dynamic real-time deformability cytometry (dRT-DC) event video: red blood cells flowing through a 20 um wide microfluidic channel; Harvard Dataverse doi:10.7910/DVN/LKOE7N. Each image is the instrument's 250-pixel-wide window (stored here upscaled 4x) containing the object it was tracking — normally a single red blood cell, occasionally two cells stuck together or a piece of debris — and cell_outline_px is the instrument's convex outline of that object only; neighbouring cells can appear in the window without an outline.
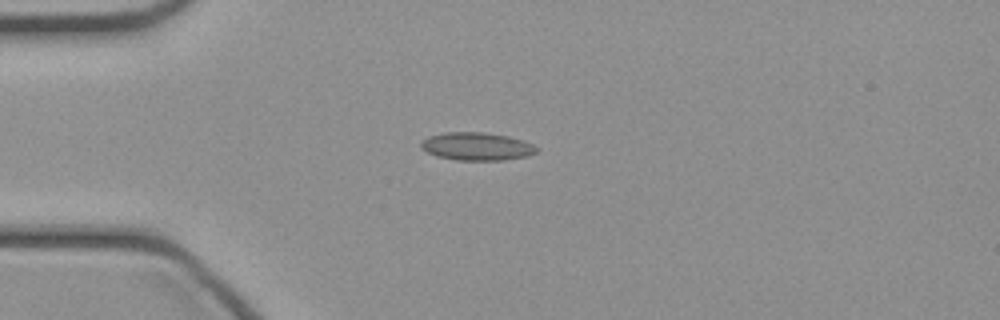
{"species": "common noctule bat (a hibernating species)", "species_latin": "Nyctalus noctula", "temperature_condition": "cold", "stored_images_in_passage": 46, "camera_frame_rate_fps": 3000, "um_per_image_px": 0.085, "animal": {"sex": "female", "body_mass_g": 21.9}, "frame": {"image": 1, "passage_image": 11, "time_ms": 3.333, "image_size_px": [1000, 320], "cell_outline_px": [[540, 148], [536, 152], [528, 156], [504, 160], [456, 160], [436, 156], [420, 148], [420, 140], [428, 136], [444, 132], [484, 132], [508, 136], [524, 140]], "centroid_in_image_um": [40.51, 12.44], "position_along_channel_um": 44.5, "area_um2": 19.07}}
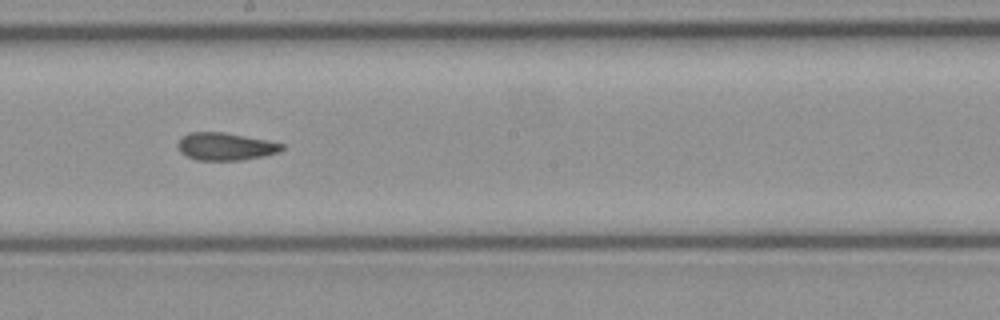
{"frame": {"image": 2, "passage_image": 25, "time_ms": 8.0, "image_size_px": [1000, 320], "cell_outline_px": [[284, 148], [280, 152], [264, 156], [240, 160], [196, 160], [180, 152], [176, 144], [180, 136], [188, 132], [224, 132], [268, 140], [284, 144]], "centroid_in_image_um": [19.14, 12.44], "position_along_channel_um": 229.1, "area_um2": 16.94}}
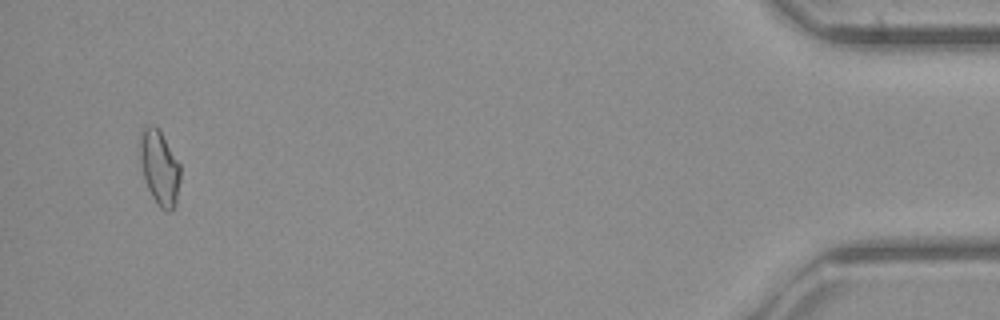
{"frame": {"image": 3, "passage_image": 44, "time_ms": 14.333, "image_size_px": [1000, 320], "cell_outline_px": [[180, 180], [176, 204], [168, 212], [160, 208], [156, 204], [144, 180], [140, 160], [140, 136], [144, 124], [152, 124], [160, 132], [180, 164]], "centroid_in_image_um": [13.55, 14.26], "position_along_channel_um": 421.7, "area_um2": 17.51}}